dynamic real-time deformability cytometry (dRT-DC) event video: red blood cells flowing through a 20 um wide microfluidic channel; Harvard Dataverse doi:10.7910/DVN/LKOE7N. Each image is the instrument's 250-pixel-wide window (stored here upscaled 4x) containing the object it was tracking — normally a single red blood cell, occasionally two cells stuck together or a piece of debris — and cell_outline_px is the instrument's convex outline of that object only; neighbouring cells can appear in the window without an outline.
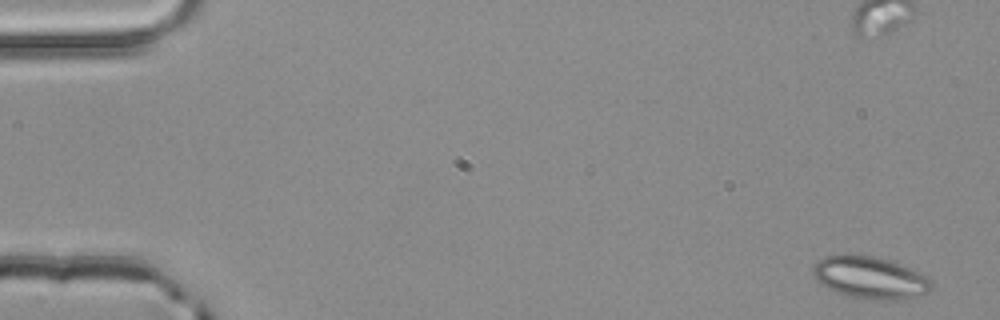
{"species": "common noctule bat (a hibernating species)", "species_latin": "Nyctalus noctula", "temperature_condition": "room temperature", "stored_images_in_passage": 3, "camera_frame_rate_fps": 3000, "um_per_image_px": 0.085, "animal": {"sex": "male", "body_mass_g": 20.4}, "frame": {"image": 1, "passage_image": 1, "time_ms": 0.0, "image_size_px": [1000, 320], "cell_outline_px": [[932, 288], [928, 292], [900, 300], [868, 300], [844, 296], [828, 288], [816, 280], [812, 272], [812, 268], [824, 256], [872, 256], [888, 260], [900, 264], [924, 276], [932, 284]], "centroid_in_image_um": [73.92, 23.64], "position_along_channel_um": 11.1, "area_um2": 28.61}}